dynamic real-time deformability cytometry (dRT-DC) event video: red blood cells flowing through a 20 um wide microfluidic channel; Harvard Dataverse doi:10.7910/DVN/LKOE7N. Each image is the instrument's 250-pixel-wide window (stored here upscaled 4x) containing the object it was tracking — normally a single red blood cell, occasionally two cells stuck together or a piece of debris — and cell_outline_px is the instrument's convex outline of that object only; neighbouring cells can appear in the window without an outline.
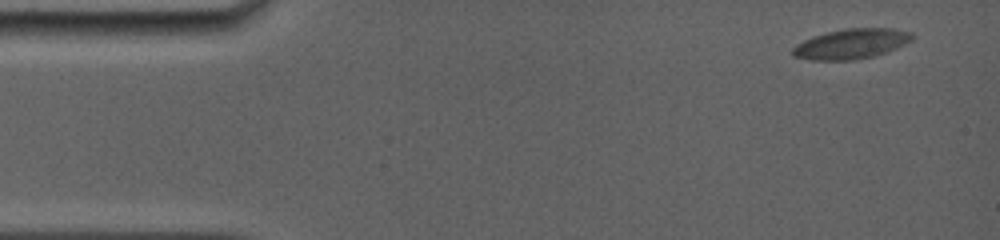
{"species": "common noctule bat (a hibernating species)", "species_latin": "Nyctalus noctula", "temperature_condition": "room temperature", "stored_images_in_passage": 71, "camera_frame_rate_fps": 5000, "um_per_image_px": 0.085, "animal": {"sex": "female", "body_mass_g": 19.0, "forearm_length_mm": 56.7}, "frame": {"image": 1, "passage_image": 1, "time_ms": 0.0, "image_size_px": [1000, 240], "cell_outline_px": [[916, 36], [912, 40], [888, 52], [872, 56], [852, 60], [812, 60], [792, 56], [792, 48], [796, 44], [812, 36], [844, 28], [892, 28], [912, 32]], "centroid_in_image_um": [72.37, 3.72], "position_along_channel_um": 12.6, "area_um2": 21.04}}
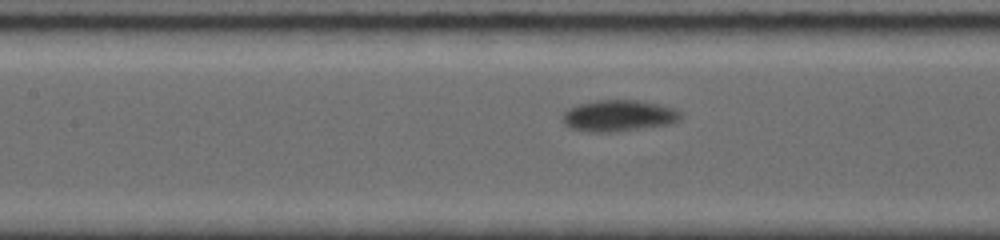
{"frame": {"image": 2, "passage_image": 31, "time_ms": 6.6, "image_size_px": [1000, 240], "cell_outline_px": [[684, 116], [680, 120], [672, 124], [616, 132], [588, 132], [568, 128], [564, 124], [564, 112], [568, 108], [580, 104], [596, 100], [636, 100], [660, 104], [672, 108], [680, 112]], "centroid_in_image_um": [52.61, 9.85], "position_along_channel_um": 154.8, "area_um2": 21.79}}
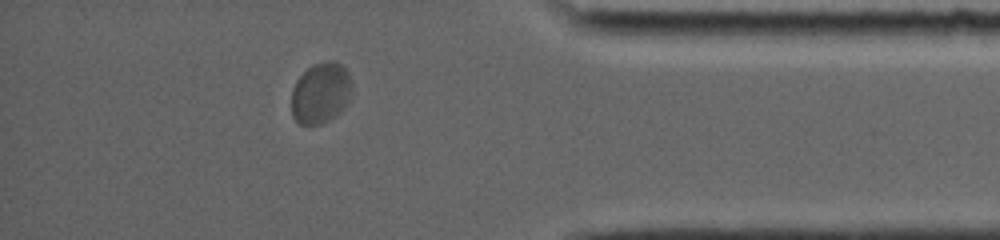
{"frame": {"image": 3, "passage_image": 61, "time_ms": 13.8, "image_size_px": [1000, 240], "cell_outline_px": [[352, 92], [348, 104], [340, 112], [328, 120], [320, 124], [300, 124], [292, 116], [292, 88], [296, 80], [312, 64], [324, 60], [336, 60], [348, 72], [352, 80]], "centroid_in_image_um": [27.29, 7.87], "position_along_channel_um": 407.9, "area_um2": 21.79}, "authors_computed_cell_mechanics": {"area_um2": 21.0392, "velocity_mm_per_s": 3.7138, "shape_relaxation_time_tau1_ms": 2.4352, "shape_relaxation_time_tau2_ms": null, "deformation_change_tau1": 0.1173, "deformation_change_tau2": null}}